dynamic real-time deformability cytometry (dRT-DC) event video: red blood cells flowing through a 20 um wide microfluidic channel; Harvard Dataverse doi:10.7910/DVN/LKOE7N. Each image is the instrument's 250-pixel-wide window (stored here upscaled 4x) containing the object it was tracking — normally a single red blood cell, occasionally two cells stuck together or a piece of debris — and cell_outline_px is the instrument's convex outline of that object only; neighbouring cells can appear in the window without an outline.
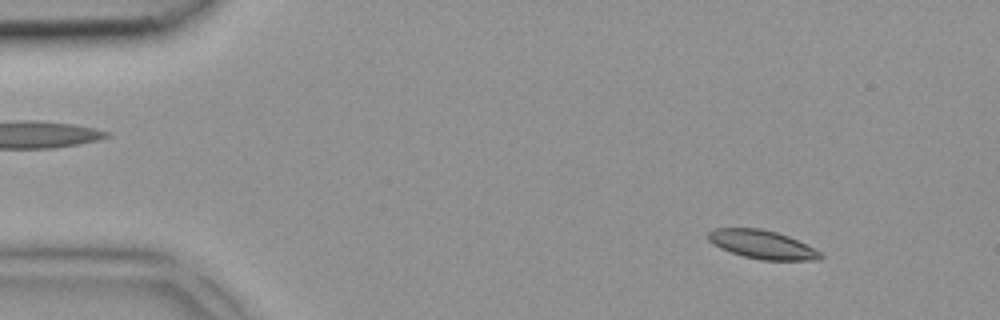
{"species": "common noctule bat (a hibernating species)", "species_latin": "Nyctalus noctula", "temperature_condition": "room temperature", "stored_images_in_passage": 4, "segment_of_instrument_passage": [1, 2], "camera_frame_rate_fps": 3000, "um_per_image_px": 0.085, "animal": {"sex": "female", "body_mass_g": 18.4}, "frame": {"image": 1, "passage_image": 1, "time_ms": 0.0, "image_size_px": [1000, 320], "cell_outline_px": [[824, 256], [820, 260], [760, 260], [744, 256], [720, 248], [712, 244], [708, 240], [708, 232], [716, 228], [760, 228], [776, 232], [788, 236], [820, 252]], "centroid_in_image_um": [64.76, 20.79], "position_along_channel_um": 20.2, "area_um2": 18.5}}